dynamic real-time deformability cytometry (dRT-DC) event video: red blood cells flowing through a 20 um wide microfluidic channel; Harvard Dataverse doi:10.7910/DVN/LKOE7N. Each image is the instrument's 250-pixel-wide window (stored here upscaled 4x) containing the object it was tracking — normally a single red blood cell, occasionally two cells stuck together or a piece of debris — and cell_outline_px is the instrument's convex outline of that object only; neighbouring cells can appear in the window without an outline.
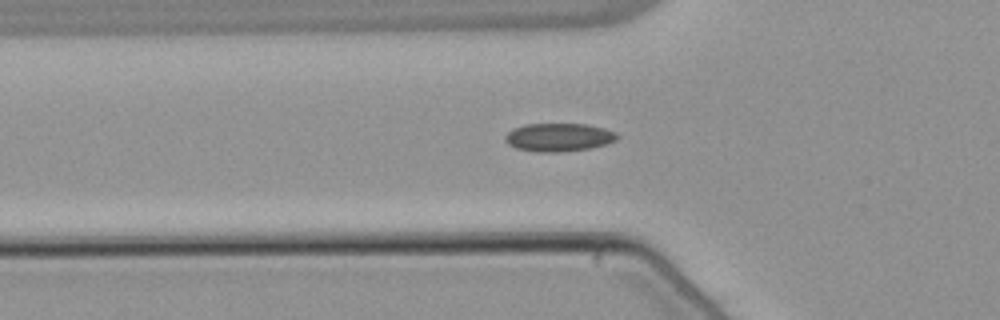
{"species": "common noctule bat (a hibernating species)", "species_latin": "Nyctalus noctula", "temperature_condition": "warm", "stored_images_in_passage": 37, "camera_frame_rate_fps": 3000, "um_per_image_px": 0.085, "animal": {"sex": "male", "body_mass_g": 21.5, "forearm_length_mm": 52.0}, "frame": {"image": 1, "passage_image": 3, "time_ms": 0.667, "image_size_px": [1000, 320], "cell_outline_px": [[620, 136], [616, 140], [604, 144], [588, 148], [556, 152], [536, 152], [516, 148], [508, 144], [504, 140], [504, 136], [508, 132], [524, 124], [584, 124], [604, 128], [616, 132]], "centroid_in_image_um": [47.47, 11.66], "position_along_channel_um": 78.3, "area_um2": 18.26}}
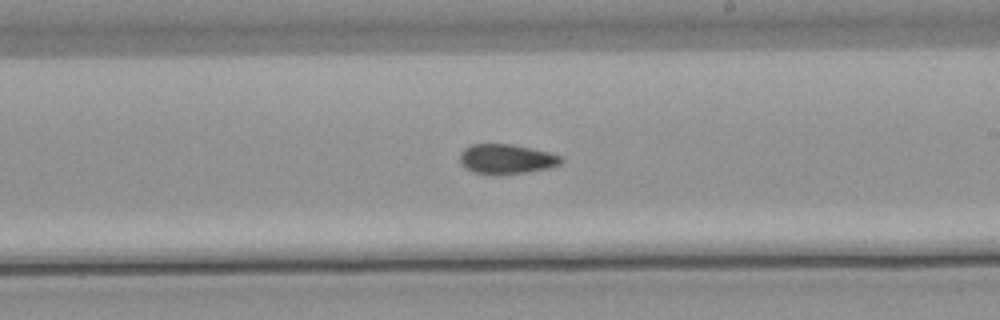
{"frame": {"image": 2, "passage_image": 16, "time_ms": 5.0, "image_size_px": [1000, 320], "cell_outline_px": [[564, 160], [560, 164], [548, 168], [500, 176], [496, 176], [472, 172], [460, 160], [460, 152], [464, 148], [472, 144], [512, 144], [548, 152], [560, 156]], "centroid_in_image_um": [43.03, 13.53], "position_along_channel_um": 246.0, "area_um2": 17.57}}
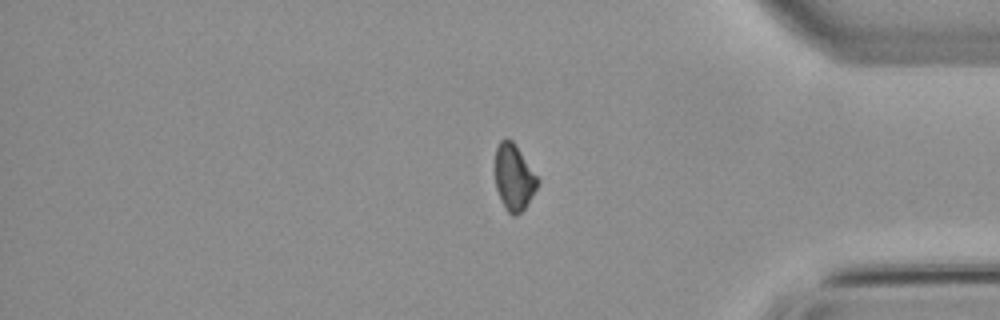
{"frame": {"image": 3, "passage_image": 29, "time_ms": 9.333, "image_size_px": [1000, 320], "cell_outline_px": [[540, 180], [536, 188], [524, 208], [516, 216], [512, 216], [504, 208], [496, 188], [496, 148], [500, 140], [512, 140]], "centroid_in_image_um": [43.68, 15.1], "position_along_channel_um": 391.5, "area_um2": 16.01}}